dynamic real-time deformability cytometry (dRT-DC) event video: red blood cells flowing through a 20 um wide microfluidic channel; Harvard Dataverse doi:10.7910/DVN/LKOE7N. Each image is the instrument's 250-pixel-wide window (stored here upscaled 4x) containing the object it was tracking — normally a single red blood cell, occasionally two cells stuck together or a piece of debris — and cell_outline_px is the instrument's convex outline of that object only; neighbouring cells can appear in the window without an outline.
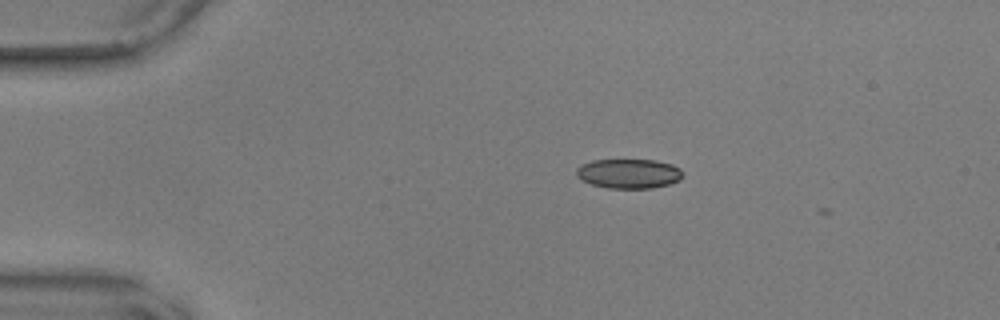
{"species": "common noctule bat (a hibernating species)", "species_latin": "Nyctalus noctula", "temperature_condition": "warm", "stored_images_in_passage": 3, "camera_frame_rate_fps": 3000, "um_per_image_px": 0.085, "animal": {"sex": "male", "body_mass_g": 17.9, "forearm_length_mm": 54.2}, "frame": {"image": 1, "passage_image": 1, "time_ms": 0.0, "image_size_px": [1000, 320], "cell_outline_px": [[684, 176], [680, 180], [668, 184], [652, 188], [608, 188], [592, 184], [580, 180], [576, 176], [576, 168], [592, 160], [656, 160], [672, 164], [680, 168]], "centroid_in_image_um": [53.46, 14.75], "position_along_channel_um": 31.5, "area_um2": 18.38}}